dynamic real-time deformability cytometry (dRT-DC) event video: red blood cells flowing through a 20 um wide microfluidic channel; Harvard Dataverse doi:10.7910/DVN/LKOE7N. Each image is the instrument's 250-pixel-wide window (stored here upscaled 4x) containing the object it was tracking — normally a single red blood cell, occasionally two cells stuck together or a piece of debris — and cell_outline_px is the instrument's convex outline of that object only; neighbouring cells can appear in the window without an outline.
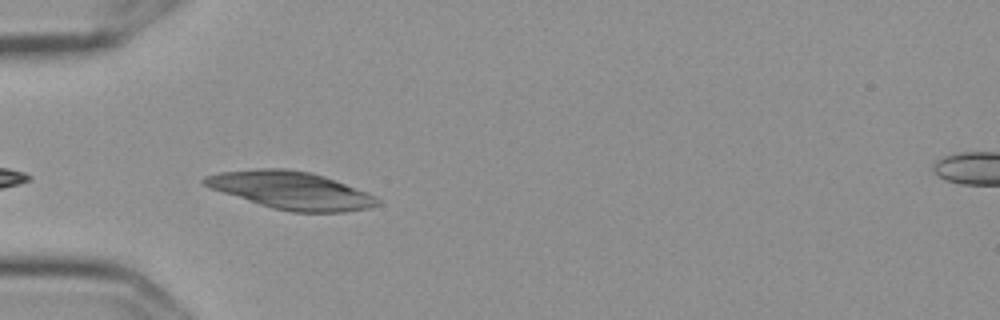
{"species": "Egyptian fruit bat (a non-hibernating species)", "species_latin": "Rousettus aegyptiacus", "temperature_condition": "cold", "stored_images_in_passage": 13, "segment_of_instrument_passage": [1, 2], "camera_frame_rate_fps": 3000, "um_per_image_px": 0.085, "frame": {"image": 1, "passage_image": 3, "time_ms": 0.667, "image_size_px": [1000, 320], "cell_outline_px": [[380, 204], [368, 208], [344, 212], [292, 212], [272, 208], [212, 188], [204, 184], [200, 180], [204, 176], [220, 172], [256, 168], [284, 168], [308, 172], [324, 176], [368, 192], [376, 196], [380, 200]], "centroid_in_image_um": [24.77, 16.17], "position_along_channel_um": 60.2, "area_um2": 37.63}}